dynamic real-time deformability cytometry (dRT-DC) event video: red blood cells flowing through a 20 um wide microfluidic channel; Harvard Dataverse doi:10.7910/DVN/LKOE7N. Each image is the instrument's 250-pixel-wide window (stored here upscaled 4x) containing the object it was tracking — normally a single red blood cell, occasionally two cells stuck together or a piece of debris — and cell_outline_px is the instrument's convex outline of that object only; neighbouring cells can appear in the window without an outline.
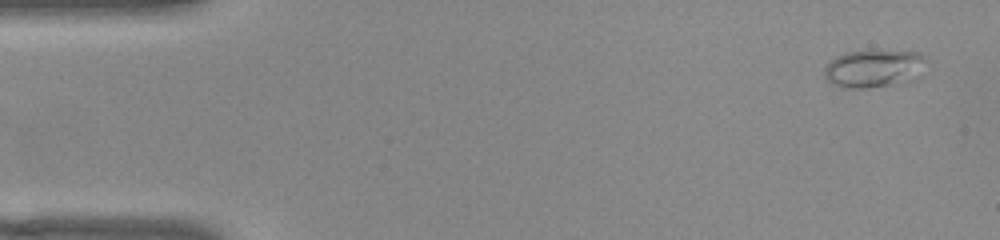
{"species": "common noctule bat (a hibernating species)", "species_latin": "Nyctalus noctula", "temperature_condition": "warm", "stored_images_in_passage": 51, "camera_frame_rate_fps": 3000, "um_per_image_px": 0.085, "animal": {"sex": "female", "body_mass_g": 22.0, "forearm_length_mm": 56.7}, "frame": {"image": 1, "passage_image": 1, "time_ms": 0.0, "image_size_px": [1000, 240], "cell_outline_px": [[928, 60], [924, 76], [916, 80], [904, 84], [868, 88], [848, 88], [836, 84], [828, 80], [824, 76], [824, 68], [836, 56], [844, 52], [920, 52]], "centroid_in_image_um": [74.42, 5.86], "position_along_channel_um": 10.6, "area_um2": 22.83}}
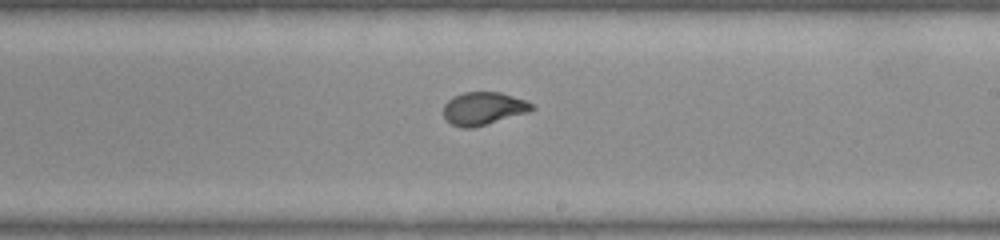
{"frame": {"image": 2, "passage_image": 29, "time_ms": 9.333, "image_size_px": [1000, 240], "cell_outline_px": [[536, 108], [528, 112], [472, 128], [460, 128], [452, 124], [444, 116], [444, 104], [452, 96], [464, 92], [500, 92], [528, 100]], "centroid_in_image_um": [41.1, 9.21], "position_along_channel_um": 247.9, "area_um2": 16.94}}
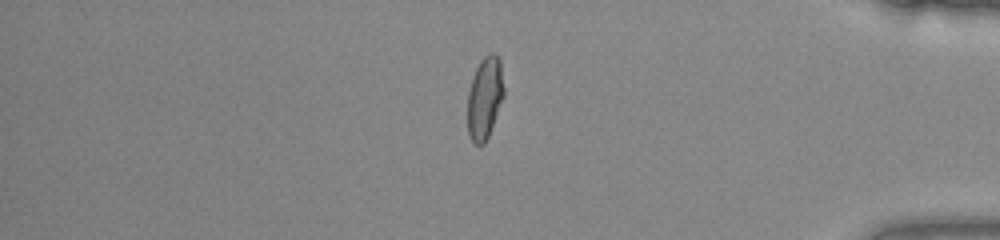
{"frame": {"image": 3, "passage_image": 43, "time_ms": 14.0, "image_size_px": [1000, 240], "cell_outline_px": [[504, 96], [488, 136], [484, 144], [476, 144], [472, 140], [468, 132], [468, 92], [476, 68], [480, 60], [488, 52], [492, 52], [500, 60], [504, 88]], "centroid_in_image_um": [41.21, 8.29], "position_along_channel_um": 394.0, "area_um2": 17.22}}